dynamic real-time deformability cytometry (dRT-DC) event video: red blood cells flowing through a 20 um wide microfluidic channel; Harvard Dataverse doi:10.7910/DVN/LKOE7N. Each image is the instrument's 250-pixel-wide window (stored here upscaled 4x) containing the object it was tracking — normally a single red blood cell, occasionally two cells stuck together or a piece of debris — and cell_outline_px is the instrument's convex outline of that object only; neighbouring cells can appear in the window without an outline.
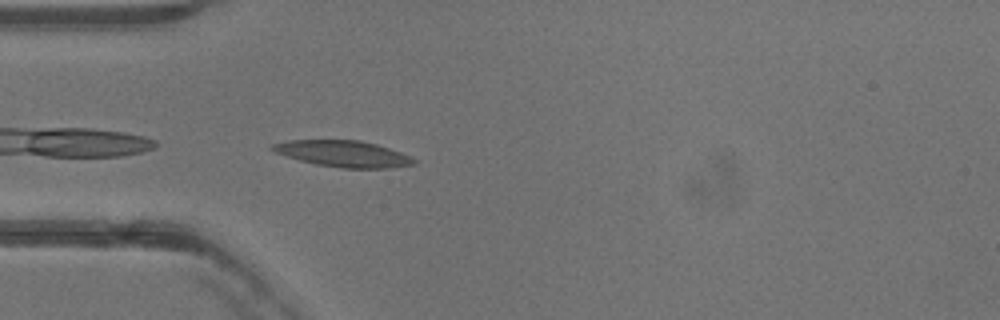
{"species": "common noctule bat (a hibernating species)", "species_latin": "Nyctalus noctula", "temperature_condition": "warm", "stored_images_in_passage": 28, "camera_frame_rate_fps": 3000, "um_per_image_px": 0.085, "animal": {"sex": "female"}, "frame": {"image": 1, "passage_image": 1, "time_ms": 0.0, "image_size_px": [1000, 320], "cell_outline_px": [[416, 164], [388, 168], [340, 168], [316, 164], [300, 160], [276, 152], [268, 148], [272, 144], [288, 140], [360, 140], [376, 144], [400, 152], [416, 160]], "centroid_in_image_um": [29.16, 13.06], "position_along_channel_um": 55.8, "area_um2": 21.5}}
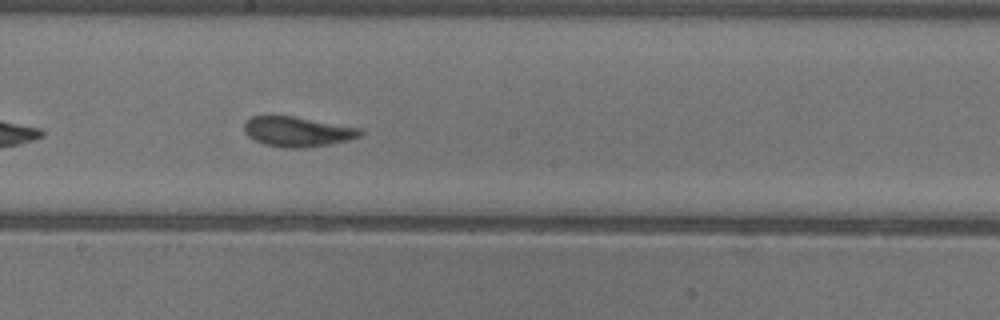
{"frame": {"image": 2, "passage_image": 14, "time_ms": 4.333, "image_size_px": [1000, 320], "cell_outline_px": [[364, 132], [360, 136], [348, 140], [328, 144], [304, 148], [284, 148], [264, 144], [248, 136], [244, 132], [244, 120], [252, 116], [296, 116], [364, 128]], "centroid_in_image_um": [25.31, 11.17], "position_along_channel_um": 222.9, "area_um2": 20.58}}
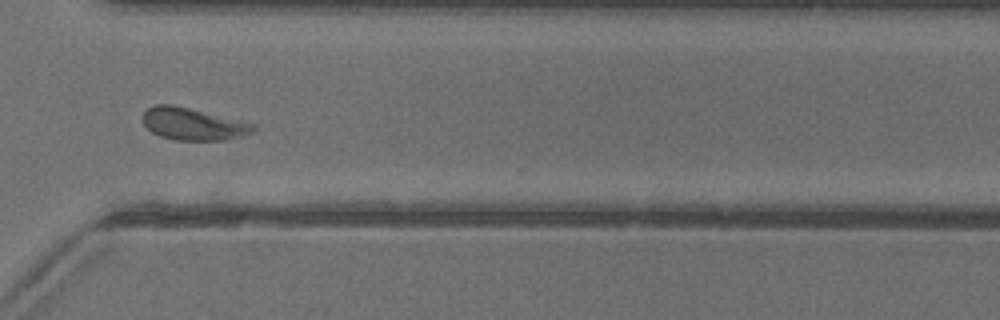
{"frame": {"image": 3, "passage_image": 24, "time_ms": 7.667, "image_size_px": [1000, 320], "cell_outline_px": [[256, 128], [252, 132], [224, 140], [176, 140], [160, 136], [152, 132], [144, 124], [140, 116], [148, 108], [156, 104], [172, 104], [256, 124]], "centroid_in_image_um": [16.36, 10.53], "position_along_channel_um": 354.2, "area_um2": 20.58}, "authors_computed_cell_mechanics": {"area_um2": 20.5768, "velocity_mm_per_s": 3.9406, "shape_relaxation_time_tau1_ms": 3.3933, "shape_relaxation_time_tau2_ms": 0.8784, "deformation_change_tau1": 0.1297, "deformation_change_tau2": 0.068}}